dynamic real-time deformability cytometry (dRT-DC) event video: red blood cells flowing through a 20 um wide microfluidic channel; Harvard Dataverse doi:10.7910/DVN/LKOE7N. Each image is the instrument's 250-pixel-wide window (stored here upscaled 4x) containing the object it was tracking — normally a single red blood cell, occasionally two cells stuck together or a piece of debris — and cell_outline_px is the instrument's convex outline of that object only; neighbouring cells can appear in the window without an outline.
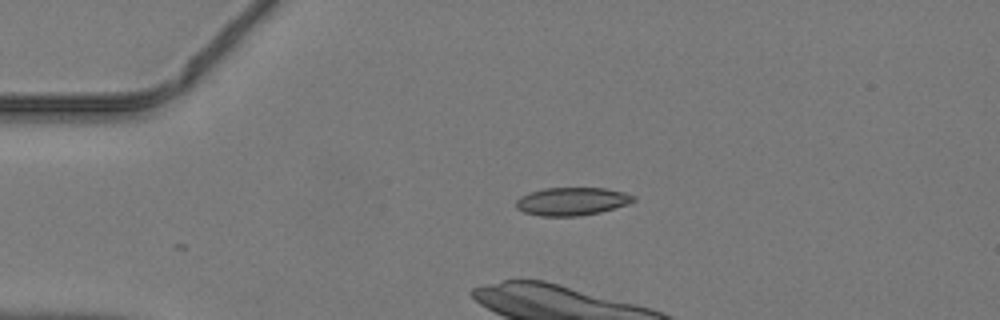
{"species": "common noctule bat (a hibernating species)", "species_latin": "Nyctalus noctula", "temperature_condition": "warm", "stored_images_in_passage": 6, "camera_frame_rate_fps": 3000, "um_per_image_px": 0.085, "animal": {"sex": "male", "body_mass_g": 19.2, "forearm_length_mm": 51.8}, "frame": {"image": 1, "passage_image": 1, "time_ms": 0.0, "image_size_px": [1000, 320], "cell_outline_px": [[636, 200], [628, 204], [600, 212], [580, 216], [540, 216], [524, 212], [516, 208], [516, 200], [520, 196], [528, 192], [544, 188], [608, 188], [624, 192], [636, 196]], "centroid_in_image_um": [48.61, 17.11], "position_along_channel_um": 36.4, "area_um2": 19.36}}